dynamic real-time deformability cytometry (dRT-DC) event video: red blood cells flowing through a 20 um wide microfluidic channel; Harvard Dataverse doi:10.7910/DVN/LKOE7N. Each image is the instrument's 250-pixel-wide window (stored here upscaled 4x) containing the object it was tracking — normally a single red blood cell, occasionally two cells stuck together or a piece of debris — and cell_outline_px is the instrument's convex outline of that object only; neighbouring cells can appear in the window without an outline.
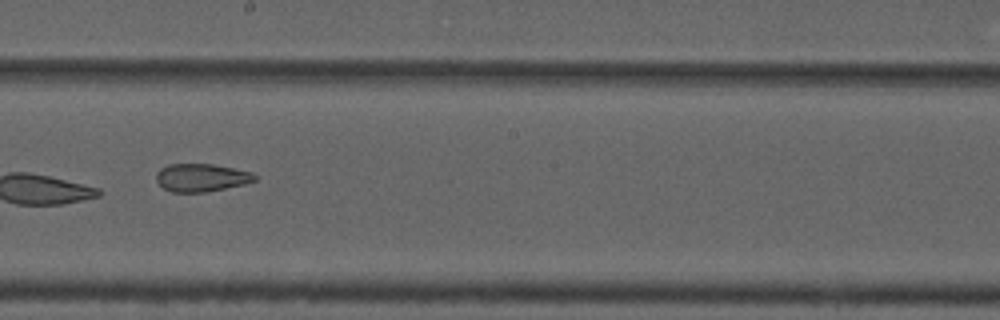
{"species": "common noctule bat (a hibernating species)", "species_latin": "Nyctalus noctula", "temperature_condition": "cold", "stored_images_in_passage": 10, "camera_frame_rate_fps": 3000, "um_per_image_px": 0.085, "animal": {"sex": "male", "forearm_length_mm": 52.5}, "frame": {"image": 1, "passage_image": 10, "time_ms": 10.667, "image_size_px": [1000, 320], "cell_outline_px": [[256, 180], [244, 184], [204, 192], [172, 192], [164, 188], [156, 180], [156, 172], [160, 168], [168, 164], [212, 164], [252, 172], [256, 176]], "centroid_in_image_um": [17.09, 15.09], "position_along_channel_um": 231.1, "area_um2": 15.9}}